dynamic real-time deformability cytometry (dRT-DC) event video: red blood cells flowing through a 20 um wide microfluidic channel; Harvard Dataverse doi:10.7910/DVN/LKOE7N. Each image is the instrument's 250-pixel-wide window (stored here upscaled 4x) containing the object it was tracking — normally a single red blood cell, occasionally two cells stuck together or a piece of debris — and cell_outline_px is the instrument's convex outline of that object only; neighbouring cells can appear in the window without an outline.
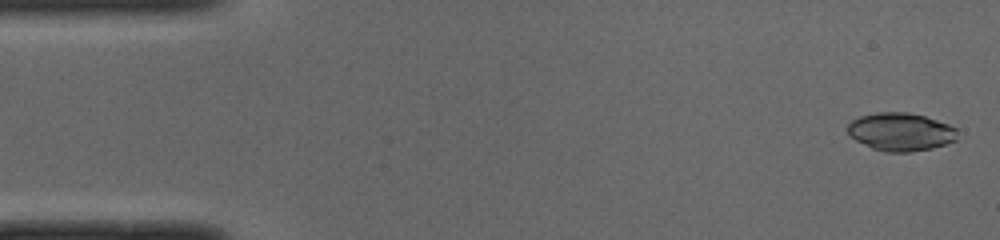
{"species": "common noctule bat (a hibernating species)", "species_latin": "Nyctalus noctula", "temperature_condition": "cold", "stored_images_in_passage": 14, "camera_frame_rate_fps": 3000, "um_per_image_px": 0.085, "animal": {"sex": "male", "body_mass_g": 19.0, "forearm_length_mm": 50.8}, "frame": {"image": 1, "passage_image": 2, "time_ms": 0.333, "image_size_px": [1000, 240], "cell_outline_px": [[956, 140], [932, 148], [908, 152], [884, 152], [872, 148], [848, 136], [848, 124], [852, 120], [860, 116], [876, 112], [908, 112], [924, 116], [948, 124], [956, 128]], "centroid_in_image_um": [76.52, 11.2], "position_along_channel_um": 8.5, "area_um2": 24.28}}
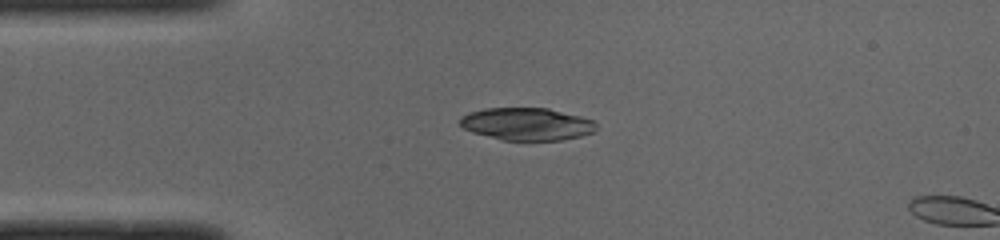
{"frame": {"image": 2, "passage_image": 12, "time_ms": 3.667, "image_size_px": [1000, 240], "cell_outline_px": [[596, 128], [592, 132], [580, 136], [564, 140], [504, 140], [472, 132], [464, 128], [460, 124], [460, 116], [468, 112], [484, 108], [548, 108], [580, 116], [592, 120], [596, 124]], "centroid_in_image_um": [44.76, 10.53], "position_along_channel_um": 40.2, "area_um2": 25.72}}